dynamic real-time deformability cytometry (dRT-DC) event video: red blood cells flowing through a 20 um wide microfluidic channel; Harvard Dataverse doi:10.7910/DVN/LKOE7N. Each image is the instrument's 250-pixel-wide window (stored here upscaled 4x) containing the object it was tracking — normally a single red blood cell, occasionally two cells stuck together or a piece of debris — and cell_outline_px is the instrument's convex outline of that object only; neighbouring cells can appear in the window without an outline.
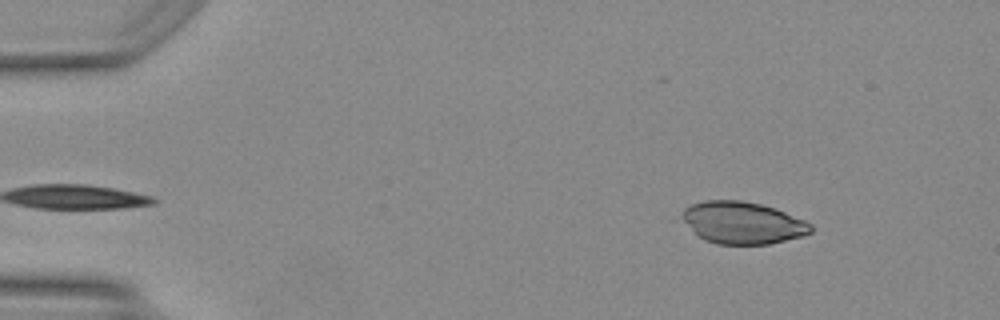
{"species": "Egyptian fruit bat (a non-hibernating species)", "species_latin": "Rousettus aegyptiacus", "temperature_condition": "warm", "stored_images_in_passage": 38, "camera_frame_rate_fps": 3000, "um_per_image_px": 0.085, "animal": {"sex": "female"}, "frame": {"image": 1, "passage_image": 2, "time_ms": 0.333, "image_size_px": [1000, 320], "cell_outline_px": [[812, 232], [804, 236], [768, 244], [716, 244], [704, 240], [684, 220], [684, 208], [692, 204], [704, 200], [740, 200], [760, 204], [784, 212], [804, 220], [812, 224]], "centroid_in_image_um": [63.16, 18.94], "position_along_channel_um": 21.8, "area_um2": 31.1}}
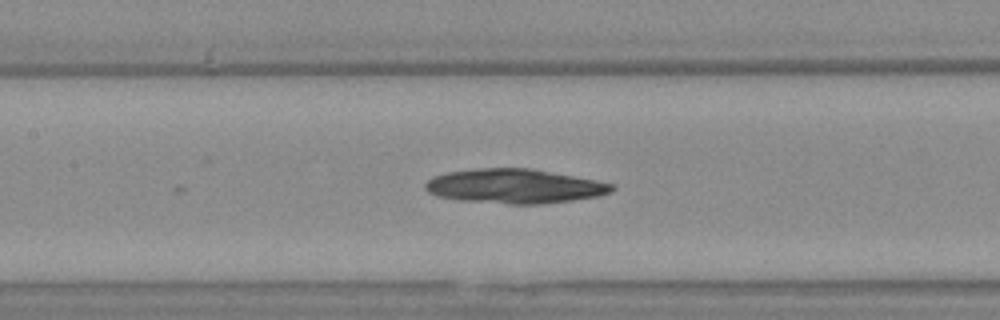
{"frame": {"image": 2, "passage_image": 19, "time_ms": 6.0, "image_size_px": [1000, 320], "cell_outline_px": [[616, 188], [612, 192], [600, 196], [572, 200], [540, 204], [508, 204], [460, 200], [436, 196], [428, 192], [424, 188], [424, 184], [432, 176], [448, 172], [480, 168], [532, 168], [596, 180], [616, 184]], "centroid_in_image_um": [43.76, 15.83], "position_along_channel_um": 163.6, "area_um2": 37.63}}
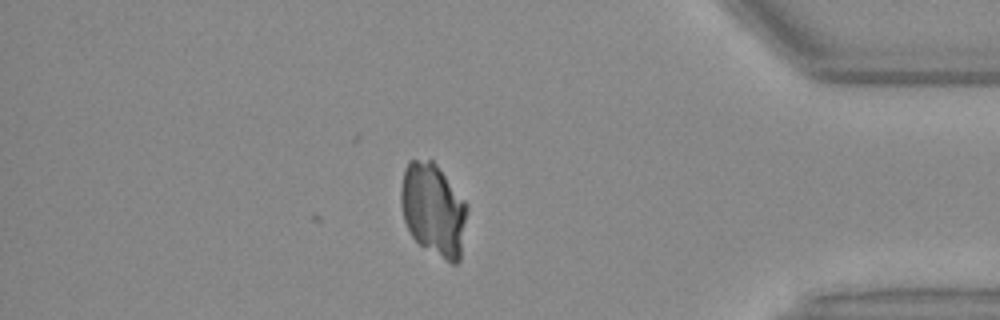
{"frame": {"image": 3, "passage_image": 38, "time_ms": 12.333, "image_size_px": [1000, 320], "cell_outline_px": [[468, 208], [460, 260], [456, 264], [452, 264], [420, 244], [412, 236], [404, 220], [400, 204], [400, 188], [404, 168], [408, 160], [432, 160], [436, 164], [468, 204]], "centroid_in_image_um": [36.83, 17.8], "position_along_channel_um": 398.4, "area_um2": 35.78}}